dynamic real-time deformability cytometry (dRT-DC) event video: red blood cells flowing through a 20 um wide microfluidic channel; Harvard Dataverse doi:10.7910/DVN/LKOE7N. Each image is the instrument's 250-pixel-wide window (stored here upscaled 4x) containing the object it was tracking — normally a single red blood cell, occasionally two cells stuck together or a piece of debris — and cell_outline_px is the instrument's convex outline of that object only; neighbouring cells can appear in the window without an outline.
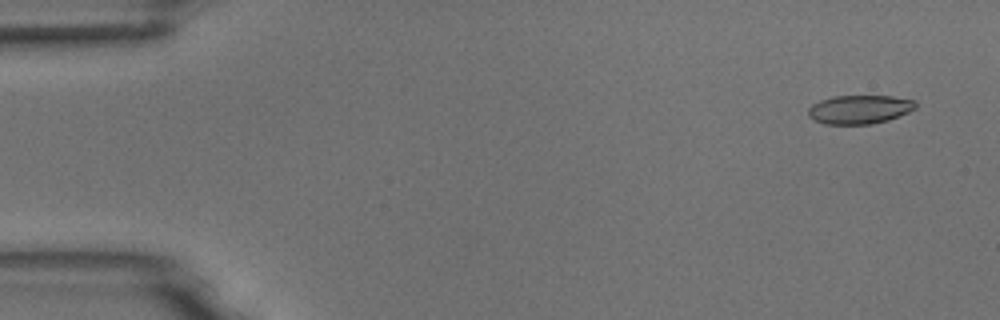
{"species": "common noctule bat (a hibernating species)", "species_latin": "Nyctalus noctula", "temperature_condition": "room temperature", "stored_images_in_passage": 54, "camera_frame_rate_fps": 3000, "um_per_image_px": 0.085, "animal": {"sex": "male", "body_mass_g": 18.8}, "frame": {"image": 1, "passage_image": 3, "time_ms": 0.667, "image_size_px": [1000, 320], "cell_outline_px": [[916, 108], [908, 112], [888, 120], [872, 124], [824, 124], [808, 116], [808, 108], [812, 104], [820, 100], [832, 96], [892, 96], [916, 100]], "centroid_in_image_um": [73.06, 9.29], "position_along_channel_um": 11.9, "area_um2": 18.03}}
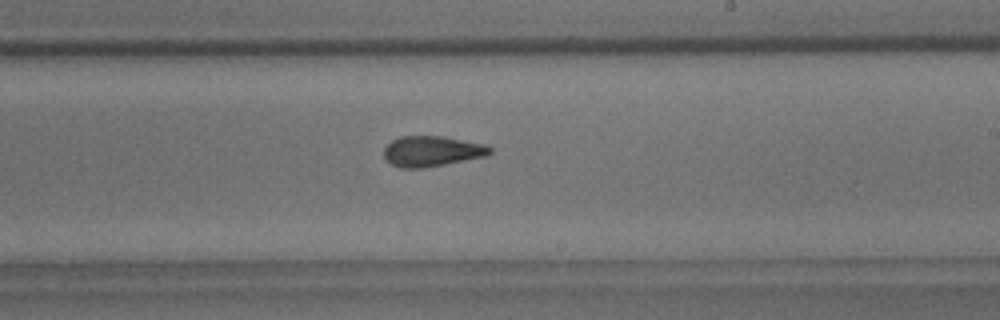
{"frame": {"image": 2, "passage_image": 32, "time_ms": 10.333, "image_size_px": [1000, 320], "cell_outline_px": [[492, 152], [488, 156], [424, 168], [400, 168], [384, 160], [384, 148], [392, 140], [400, 136], [444, 136], [484, 144], [492, 148]], "centroid_in_image_um": [36.71, 12.86], "position_along_channel_um": 252.3, "area_um2": 19.02}}
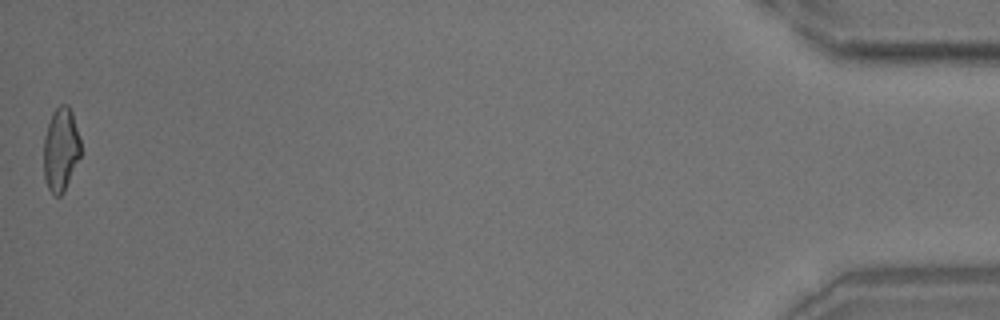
{"frame": {"image": 3, "passage_image": 54, "time_ms": 17.667, "image_size_px": [1000, 320], "cell_outline_px": [[80, 156], [64, 192], [60, 196], [56, 196], [48, 188], [44, 180], [44, 136], [52, 112], [60, 104], [68, 104], [72, 112], [80, 140]], "centroid_in_image_um": [5.16, 12.7], "position_along_channel_um": 430.0, "area_um2": 17.98}, "authors_computed_cell_mechanics": {"area_um2": 18.8428, "velocity_mm_per_s": 3.7136, "shape_relaxation_time_tau1_ms": 6.2752, "shape_relaxation_time_tau2_ms": 2.512, "deformation_change_tau1": 0.1848, "deformation_change_tau2": 0.1161}}